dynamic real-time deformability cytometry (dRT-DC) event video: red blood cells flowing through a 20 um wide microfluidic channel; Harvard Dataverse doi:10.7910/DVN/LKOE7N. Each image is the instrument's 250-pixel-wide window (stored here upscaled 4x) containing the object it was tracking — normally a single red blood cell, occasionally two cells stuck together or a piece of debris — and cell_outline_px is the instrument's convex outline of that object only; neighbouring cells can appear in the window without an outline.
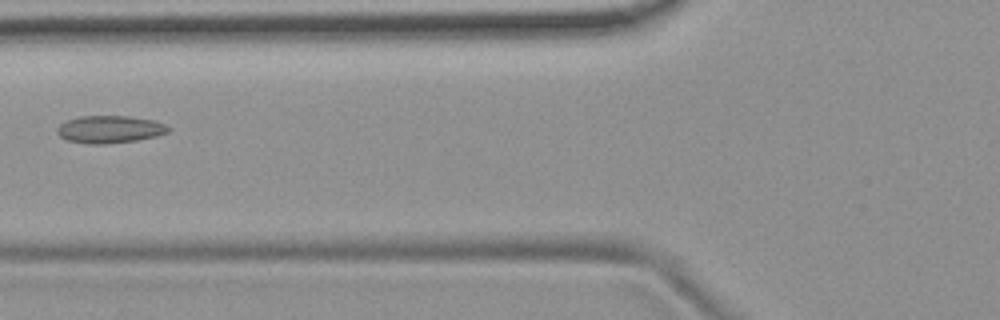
{"species": "common noctule bat (a hibernating species)", "species_latin": "Nyctalus noctula", "temperature_condition": "room temperature", "stored_images_in_passage": 4, "camera_frame_rate_fps": 3000, "um_per_image_px": 0.085, "animal": {"sex": "female", "body_mass_g": 19.9}, "frame": {"image": 1, "passage_image": 3, "time_ms": 3.333, "image_size_px": [1000, 320], "cell_outline_px": [[172, 128], [168, 132], [156, 136], [136, 140], [104, 144], [88, 144], [68, 140], [60, 136], [56, 132], [56, 128], [60, 124], [68, 120], [80, 116], [128, 116], [152, 120], [164, 124]], "centroid_in_image_um": [9.32, 10.99], "position_along_channel_um": 116.5, "area_um2": 17.69}}
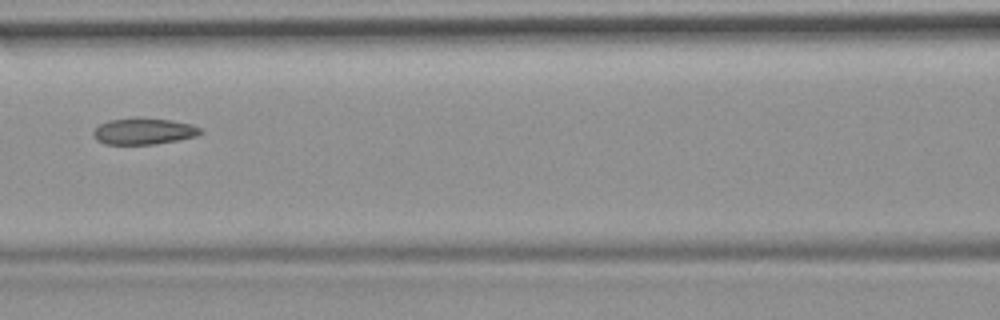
{"frame": {"image": 2, "passage_image": 4, "time_ms": 4.333, "image_size_px": [1000, 320], "cell_outline_px": [[204, 132], [196, 136], [176, 140], [152, 144], [104, 144], [96, 140], [92, 136], [92, 132], [100, 124], [108, 120], [136, 116], [140, 116], [168, 120], [192, 124], [200, 128]], "centroid_in_image_um": [12.17, 11.13], "position_along_channel_um": 154.4, "area_um2": 16.7}}